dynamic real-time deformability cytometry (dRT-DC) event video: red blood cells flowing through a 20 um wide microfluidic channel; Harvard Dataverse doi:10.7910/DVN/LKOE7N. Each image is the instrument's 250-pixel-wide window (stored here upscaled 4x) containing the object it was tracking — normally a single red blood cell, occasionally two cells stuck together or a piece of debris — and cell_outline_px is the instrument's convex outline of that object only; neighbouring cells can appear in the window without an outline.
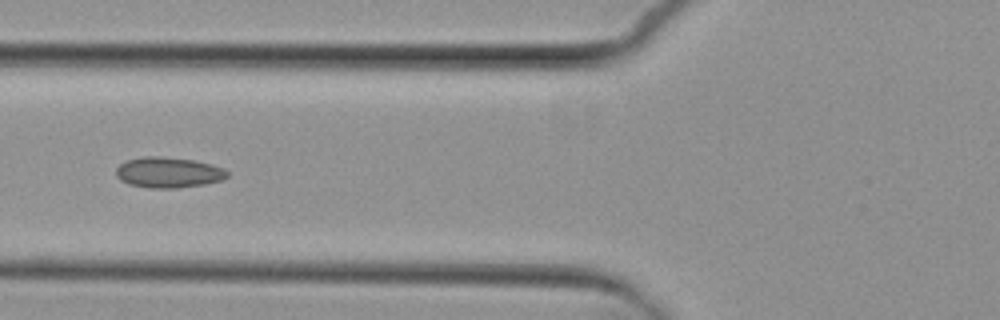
{"species": "common noctule bat (a hibernating species)", "species_latin": "Nyctalus noctula", "temperature_condition": "cold", "stored_images_in_passage": 5, "camera_frame_rate_fps": 3000, "um_per_image_px": 0.085, "animal": {"sex": "female", "body_mass_g": 29.2, "forearm_length_mm": 56.3}, "frame": {"image": 1, "passage_image": 2, "time_ms": 1.333, "image_size_px": [1000, 320], "cell_outline_px": [[228, 176], [220, 180], [204, 184], [176, 188], [148, 188], [128, 184], [120, 180], [116, 176], [116, 168], [120, 164], [128, 160], [144, 156], [160, 156], [192, 160], [212, 164], [224, 168], [228, 172]], "centroid_in_image_um": [14.29, 14.66], "position_along_channel_um": 111.5, "area_um2": 19.83}}
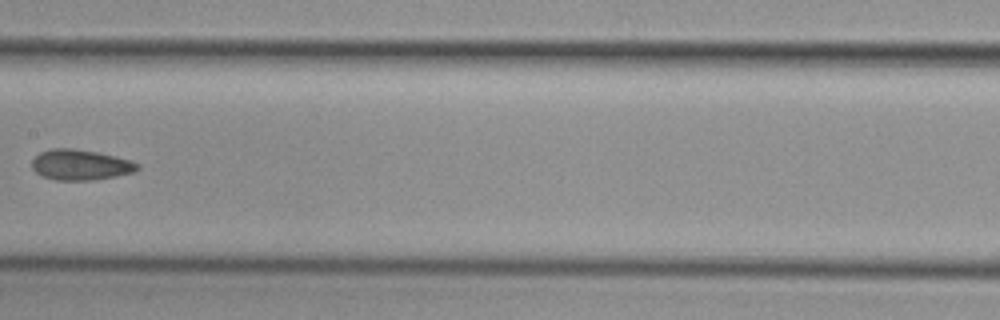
{"frame": {"image": 2, "passage_image": 4, "time_ms": 3.667, "image_size_px": [1000, 320], "cell_outline_px": [[140, 168], [136, 172], [116, 176], [92, 180], [56, 180], [40, 176], [32, 168], [32, 160], [40, 152], [52, 148], [72, 148], [96, 152], [128, 160], [140, 164]], "centroid_in_image_um": [6.82, 14.02], "position_along_channel_um": 200.6, "area_um2": 18.73}}
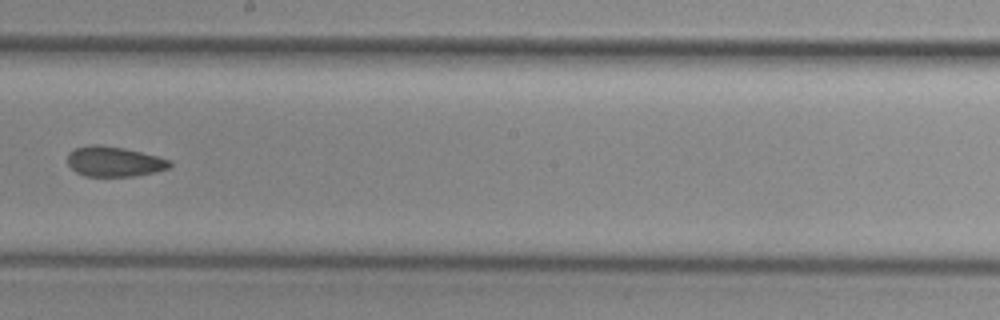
{"frame": {"image": 3, "passage_image": 5, "time_ms": 4.667, "image_size_px": [1000, 320], "cell_outline_px": [[172, 168], [156, 172], [132, 176], [84, 176], [76, 172], [68, 164], [68, 152], [76, 148], [88, 144], [100, 144], [124, 148], [156, 156], [168, 160], [172, 164]], "centroid_in_image_um": [9.69, 13.73], "position_along_channel_um": 238.5, "area_um2": 17.98}}